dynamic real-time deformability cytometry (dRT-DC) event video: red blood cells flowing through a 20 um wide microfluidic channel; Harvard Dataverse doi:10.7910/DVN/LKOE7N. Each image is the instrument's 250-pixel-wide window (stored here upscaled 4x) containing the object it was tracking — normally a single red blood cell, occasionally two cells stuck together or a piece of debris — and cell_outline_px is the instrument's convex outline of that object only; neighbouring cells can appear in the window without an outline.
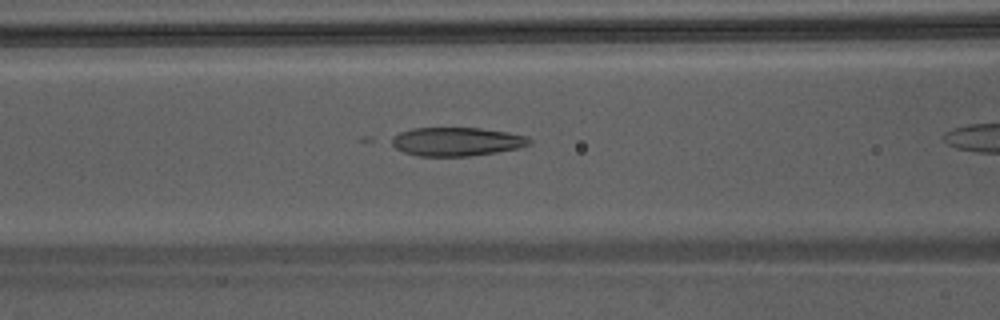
{"species": "Egyptian fruit bat (a non-hibernating species)", "species_latin": "Rousettus aegyptiacus", "temperature_condition": "warm", "stored_images_in_passage": 24, "camera_frame_rate_fps": 3000, "um_per_image_px": 0.085, "animal": {"sex": "male"}, "frame": {"image": 1, "passage_image": 6, "time_ms": 1.667, "image_size_px": [1000, 320], "cell_outline_px": [[532, 144], [520, 148], [496, 152], [468, 156], [420, 156], [404, 152], [396, 148], [384, 140], [400, 132], [412, 128], [480, 128], [508, 132], [528, 136], [532, 140]], "centroid_in_image_um": [38.78, 12.03], "position_along_channel_um": 127.8, "area_um2": 23.35}}
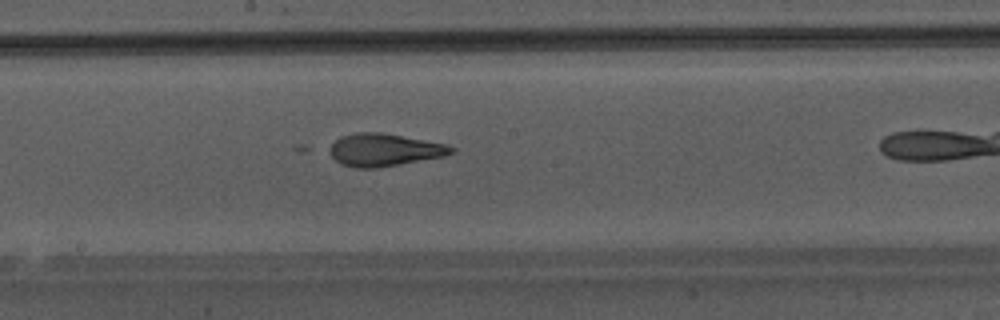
{"frame": {"image": 2, "passage_image": 12, "time_ms": 3.667, "image_size_px": [1000, 320], "cell_outline_px": [[456, 152], [444, 156], [400, 164], [376, 168], [352, 168], [340, 164], [324, 148], [340, 136], [356, 132], [380, 132], [448, 144], [456, 148]], "centroid_in_image_um": [32.61, 12.74], "position_along_channel_um": 215.6, "area_um2": 23.52}}
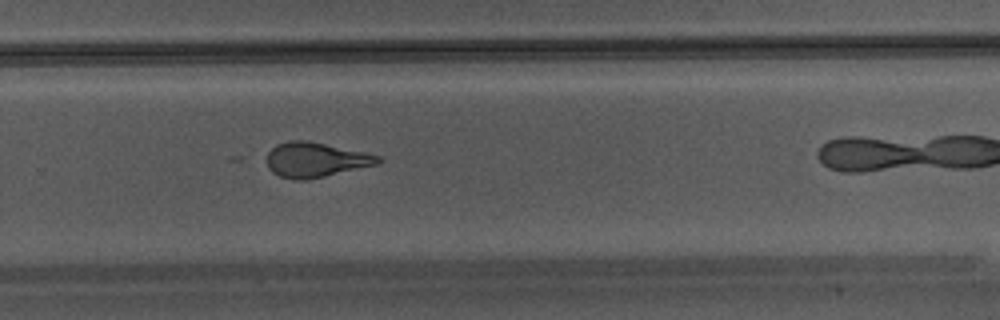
{"frame": {"image": 3, "passage_image": 18, "time_ms": 5.667, "image_size_px": [1000, 320], "cell_outline_px": [[384, 160], [380, 164], [324, 176], [304, 180], [296, 180], [280, 176], [272, 172], [268, 168], [264, 160], [268, 152], [276, 144], [292, 140], [304, 140], [364, 152], [380, 156]], "centroid_in_image_um": [26.81, 13.58], "position_along_channel_um": 303.0, "area_um2": 22.6}}